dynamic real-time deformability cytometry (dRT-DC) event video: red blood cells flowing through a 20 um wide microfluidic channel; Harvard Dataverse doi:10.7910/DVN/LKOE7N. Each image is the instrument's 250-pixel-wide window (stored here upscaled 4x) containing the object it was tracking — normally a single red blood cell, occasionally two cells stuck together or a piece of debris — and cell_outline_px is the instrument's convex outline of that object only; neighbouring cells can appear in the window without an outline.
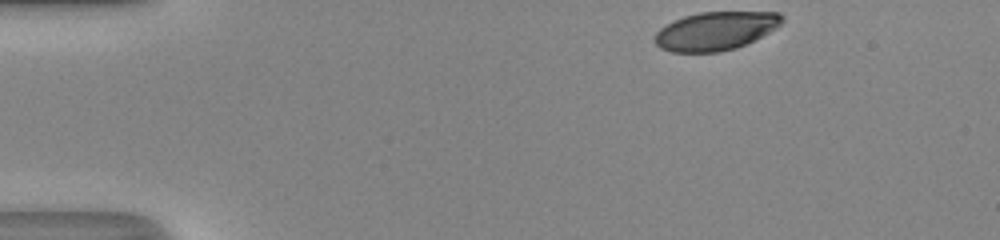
{"species": "human", "species_latin": "Homo sapiens", "temperature_condition": "room temperature", "stored_images_in_passage": 36, "camera_frame_rate_fps": 3000, "um_per_image_px": 0.085, "donor": {"sex": "male"}, "frame": {"image": 1, "passage_image": 1, "time_ms": 0.0, "image_size_px": [1000, 240], "cell_outline_px": [[784, 20], [776, 28], [736, 48], [720, 52], [672, 52], [660, 48], [656, 44], [656, 32], [660, 28], [672, 20], [684, 16], [700, 12], [780, 12], [784, 16]], "centroid_in_image_um": [60.81, 2.62], "position_along_channel_um": 24.2, "area_um2": 28.38}}
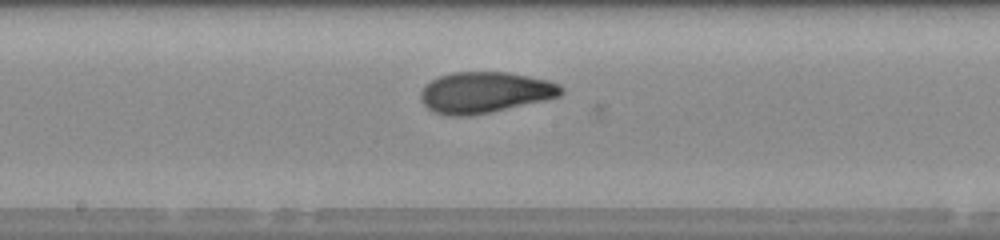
{"frame": {"image": 2, "passage_image": 21, "time_ms": 6.667, "image_size_px": [1000, 240], "cell_outline_px": [[564, 92], [560, 96], [544, 100], [492, 112], [468, 116], [448, 116], [432, 112], [420, 100], [420, 92], [424, 84], [440, 76], [452, 72], [508, 72], [548, 80], [560, 84], [564, 88]], "centroid_in_image_um": [41.2, 7.86], "position_along_channel_um": 207.0, "area_um2": 33.87}}
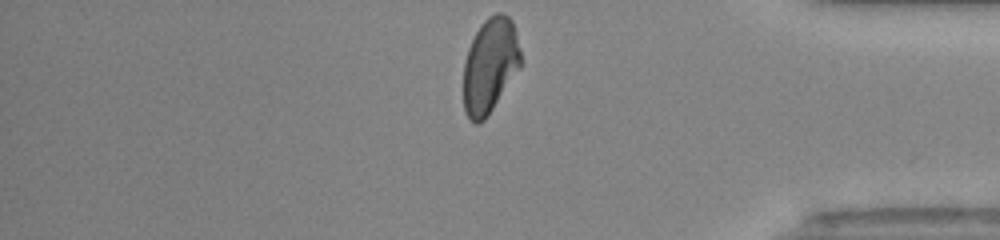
{"frame": {"image": 3, "passage_image": 36, "time_ms": 11.667, "image_size_px": [1000, 240], "cell_outline_px": [[520, 68], [484, 120], [476, 124], [468, 120], [464, 112], [464, 60], [468, 48], [480, 24], [488, 16], [496, 12], [504, 12], [512, 20], [520, 52]], "centroid_in_image_um": [41.63, 5.56], "position_along_channel_um": 393.6, "area_um2": 31.56}, "authors_computed_cell_mechanics": {"area_um2": 32.6859, "velocity_mm_per_s": 4.1925, "shape_relaxation_time_tau1_ms": 6.3948, "shape_relaxation_time_tau2_ms": 1.3259, "deformation_change_tau1": 0.2185, "deformation_change_tau2": 0.0697}}